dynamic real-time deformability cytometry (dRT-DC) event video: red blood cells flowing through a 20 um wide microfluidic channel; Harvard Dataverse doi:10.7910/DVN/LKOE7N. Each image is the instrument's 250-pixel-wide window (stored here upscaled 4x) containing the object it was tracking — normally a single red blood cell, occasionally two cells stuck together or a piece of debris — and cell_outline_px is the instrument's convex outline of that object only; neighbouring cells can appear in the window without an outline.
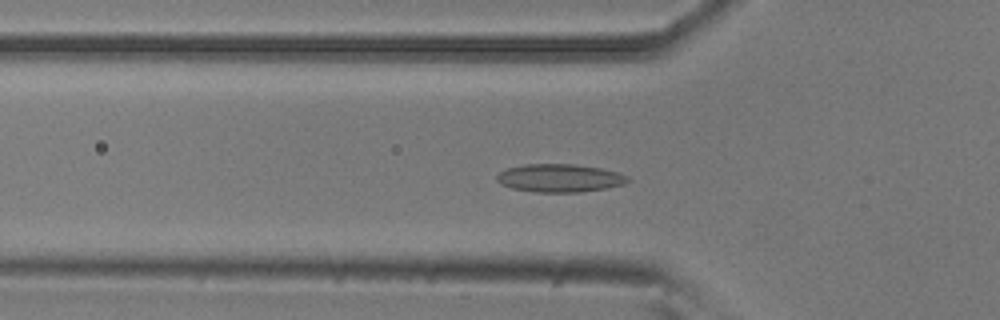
{"species": "common noctule bat (a hibernating species)", "species_latin": "Nyctalus noctula", "temperature_condition": "room temperature", "stored_images_in_passage": 53, "camera_frame_rate_fps": 3000, "um_per_image_px": 0.085, "animal": {"sex": "male", "body_mass_g": 20.5, "forearm_length_mm": 52.5}, "frame": {"image": 1, "passage_image": 17, "time_ms": 5.333, "image_size_px": [1000, 320], "cell_outline_px": [[632, 180], [624, 184], [608, 188], [580, 192], [536, 192], [512, 188], [500, 184], [496, 180], [496, 176], [500, 172], [508, 168], [524, 164], [572, 164], [600, 168], [616, 172], [628, 176]], "centroid_in_image_um": [47.58, 15.14], "position_along_channel_um": 78.2, "area_um2": 21.44}}
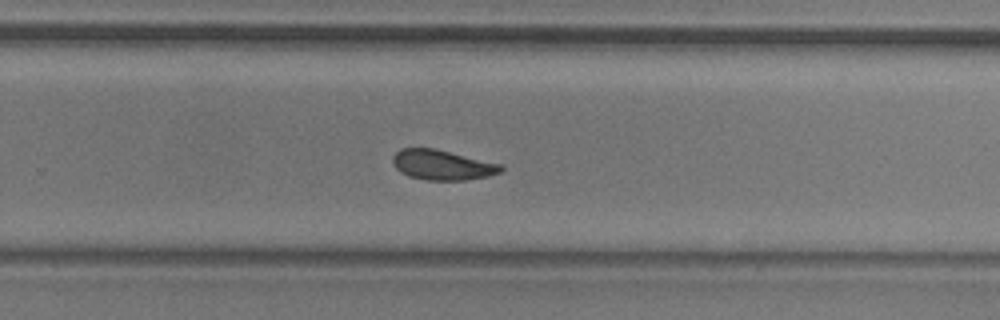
{"frame": {"image": 2, "passage_image": 34, "time_ms": 11.0, "image_size_px": [1000, 320], "cell_outline_px": [[504, 168], [500, 172], [488, 176], [464, 180], [428, 180], [408, 176], [400, 172], [396, 168], [392, 160], [392, 156], [400, 148], [432, 148], [500, 164]], "centroid_in_image_um": [37.54, 14.02], "position_along_channel_um": 292.3, "area_um2": 18.67}}
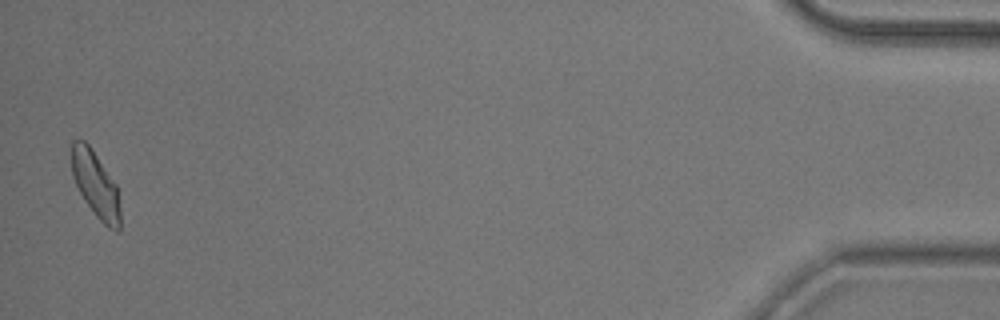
{"frame": {"image": 3, "passage_image": 52, "time_ms": 17.0, "image_size_px": [1000, 320], "cell_outline_px": [[120, 228], [116, 232], [108, 228], [96, 216], [84, 200], [72, 176], [72, 140], [84, 140], [88, 144], [116, 184], [120, 208]], "centroid_in_image_um": [8.13, 15.72], "position_along_channel_um": 427.1, "area_um2": 18.44}, "authors_computed_cell_mechanics": {"area_um2": 19.363, "velocity_mm_per_s": 3.773, "shape_relaxation_time_tau1_ms": 5.6314, "shape_relaxation_time_tau2_ms": 3.9452, "deformation_change_tau1": 0.1432, "deformation_change_tau2": 0.0973}}